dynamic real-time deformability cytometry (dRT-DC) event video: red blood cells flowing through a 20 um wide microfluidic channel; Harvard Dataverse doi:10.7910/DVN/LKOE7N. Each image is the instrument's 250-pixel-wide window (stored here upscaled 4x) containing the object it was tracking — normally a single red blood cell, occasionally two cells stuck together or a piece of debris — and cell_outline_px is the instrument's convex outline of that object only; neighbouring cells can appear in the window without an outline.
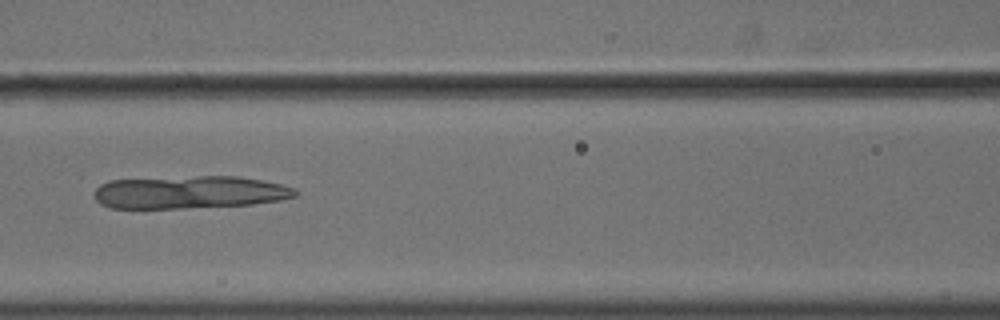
{"species": "common noctule bat (a hibernating species)", "species_latin": "Nyctalus noctula", "temperature_condition": "cold", "stored_images_in_passage": 56, "camera_frame_rate_fps": 3000, "um_per_image_px": 0.085, "animal": {"sex": "male", "body_mass_g": 18.8}, "frame": {"image": 1, "passage_image": 26, "time_ms": 8.333, "image_size_px": [1000, 320], "cell_outline_px": [[300, 192], [296, 196], [280, 200], [252, 204], [184, 208], [112, 208], [100, 204], [96, 200], [96, 188], [100, 184], [108, 180], [196, 176], [236, 176], [264, 180], [280, 184], [292, 188]], "centroid_in_image_um": [16.12, 16.34], "position_along_channel_um": 150.5, "area_um2": 38.38}}
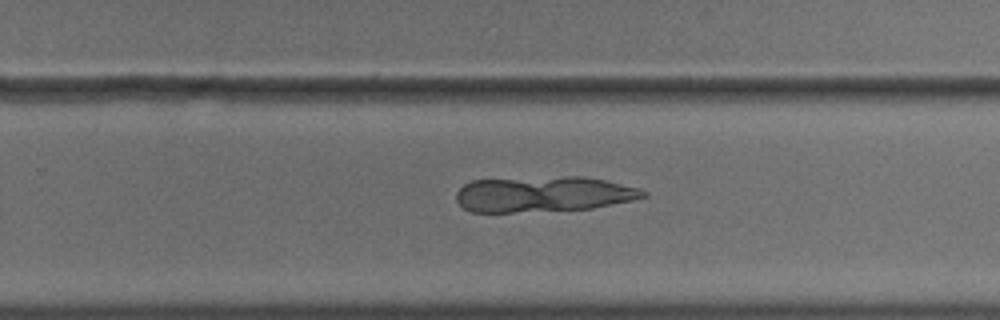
{"frame": {"image": 2, "passage_image": 37, "time_ms": 12.0, "image_size_px": [1000, 320], "cell_outline_px": [[648, 196], [632, 200], [592, 208], [512, 212], [472, 212], [464, 208], [456, 200], [456, 192], [464, 184], [472, 180], [564, 176], [584, 176], [604, 180], [640, 188], [648, 192]], "centroid_in_image_um": [46.19, 16.49], "position_along_channel_um": 283.6, "area_um2": 38.73}}